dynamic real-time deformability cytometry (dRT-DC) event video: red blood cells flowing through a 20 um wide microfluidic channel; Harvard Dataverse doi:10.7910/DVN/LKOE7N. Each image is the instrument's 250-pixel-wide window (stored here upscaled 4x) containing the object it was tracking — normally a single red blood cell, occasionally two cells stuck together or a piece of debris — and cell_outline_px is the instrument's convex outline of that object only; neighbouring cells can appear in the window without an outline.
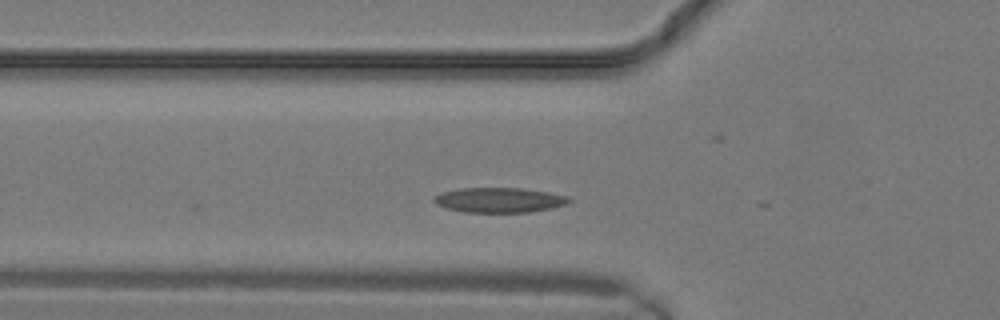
{"species": "common noctule bat (a hibernating species)", "species_latin": "Nyctalus noctula", "temperature_condition": "warm", "stored_images_in_passage": 3, "camera_frame_rate_fps": 3000, "um_per_image_px": 0.085, "animal": {"sex": "male", "body_mass_g": 19.2, "forearm_length_mm": 51.8}, "frame": {"image": 1, "passage_image": 2, "time_ms": 0.333, "image_size_px": [1000, 320], "cell_outline_px": [[572, 200], [564, 204], [552, 208], [528, 212], [464, 212], [444, 208], [436, 204], [432, 200], [432, 196], [440, 192], [456, 188], [524, 188], [548, 192], [568, 196]], "centroid_in_image_um": [42.36, 16.99], "position_along_channel_um": 83.4, "area_um2": 19.83}}